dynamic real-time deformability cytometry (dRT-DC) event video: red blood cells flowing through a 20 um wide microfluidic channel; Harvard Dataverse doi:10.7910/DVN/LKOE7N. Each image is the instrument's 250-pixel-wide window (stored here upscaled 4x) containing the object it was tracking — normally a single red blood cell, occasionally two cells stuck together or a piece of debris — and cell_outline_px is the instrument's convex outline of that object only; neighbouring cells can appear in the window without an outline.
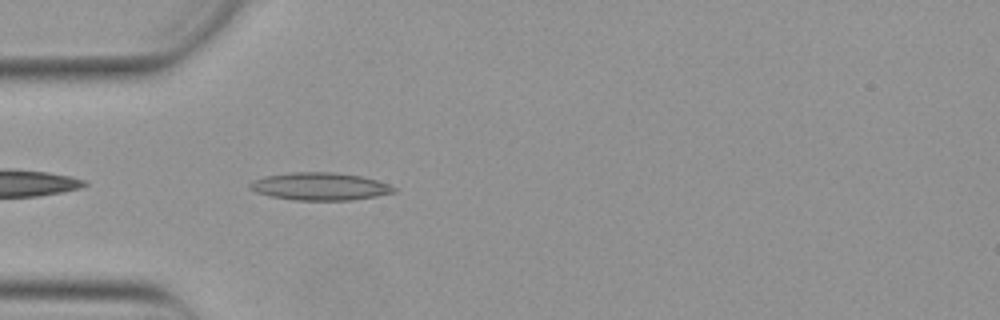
{"species": "Egyptian fruit bat (a non-hibernating species)", "species_latin": "Rousettus aegyptiacus", "temperature_condition": "warm", "stored_images_in_passage": 40, "camera_frame_rate_fps": 3000, "um_per_image_px": 0.085, "animal": {"sex": "female"}, "frame": {"image": 1, "passage_image": 3, "time_ms": 0.667, "image_size_px": [1000, 320], "cell_outline_px": [[396, 192], [376, 196], [352, 200], [292, 200], [272, 196], [256, 192], [248, 188], [248, 184], [252, 180], [264, 176], [292, 172], [332, 172], [360, 176], [376, 180], [388, 184], [396, 188]], "centroid_in_image_um": [27.16, 15.84], "position_along_channel_um": 57.8, "area_um2": 23.18}}
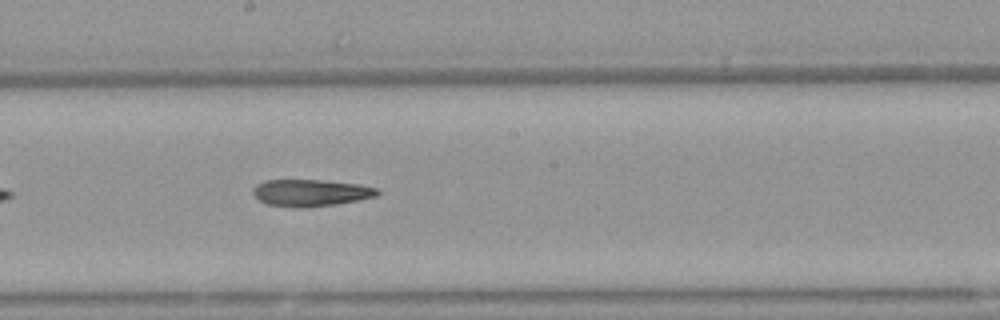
{"frame": {"image": 2, "passage_image": 16, "time_ms": 5.0, "image_size_px": [1000, 320], "cell_outline_px": [[380, 192], [376, 196], [336, 204], [308, 208], [296, 208], [268, 204], [260, 200], [252, 192], [252, 188], [256, 184], [264, 180], [324, 180], [360, 184], [380, 188]], "centroid_in_image_um": [26.42, 16.38], "position_along_channel_um": 221.8, "area_um2": 19.65}}
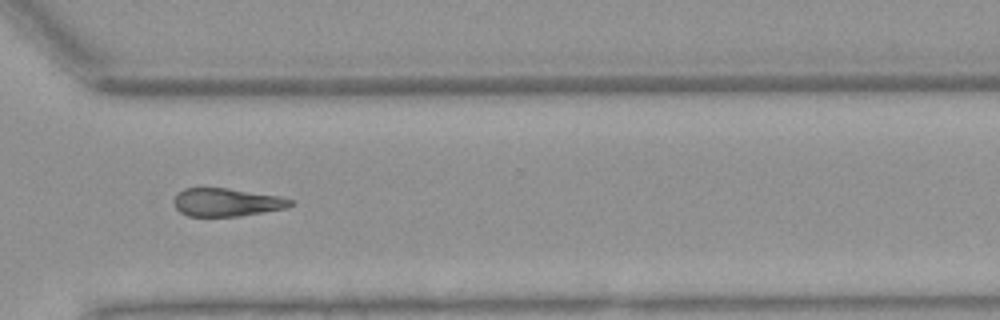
{"frame": {"image": 3, "passage_image": 26, "time_ms": 8.333, "image_size_px": [1000, 320], "cell_outline_px": [[292, 204], [284, 208], [240, 216], [188, 216], [180, 212], [176, 208], [172, 200], [176, 192], [184, 188], [228, 188], [280, 196], [292, 200]], "centroid_in_image_um": [19.19, 17.18], "position_along_channel_um": 351.4, "area_um2": 19.07}, "authors_computed_cell_mechanics": {"area_um2": 20.519, "velocity_mm_per_s": 3.8771, "shape_relaxation_time_tau1_ms": 6.7469, "shape_relaxation_time_tau2_ms": 6.1824, "deformation_change_tau1": 0.1554, "deformation_change_tau2": 0.1668}}